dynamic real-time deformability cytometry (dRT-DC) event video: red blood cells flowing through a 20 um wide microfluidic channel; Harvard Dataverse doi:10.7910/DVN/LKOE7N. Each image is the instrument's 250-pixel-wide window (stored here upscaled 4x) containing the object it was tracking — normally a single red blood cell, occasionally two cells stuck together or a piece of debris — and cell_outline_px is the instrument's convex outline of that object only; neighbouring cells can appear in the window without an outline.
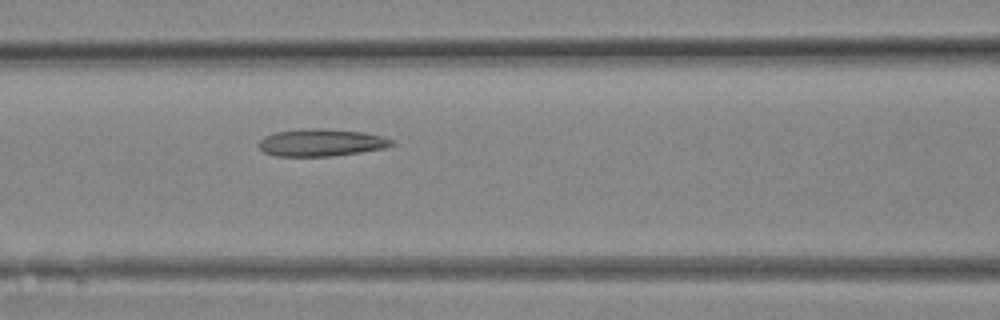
{"species": "Egyptian fruit bat (a non-hibernating species)", "species_latin": "Rousettus aegyptiacus", "temperature_condition": "room temperature", "stored_images_in_passage": 14, "camera_frame_rate_fps": 3000, "um_per_image_px": 0.085, "animal": {"sex": "female"}, "frame": {"image": 1, "passage_image": 12, "time_ms": 3.667, "image_size_px": [1000, 320], "cell_outline_px": [[392, 144], [384, 148], [360, 152], [332, 156], [276, 156], [264, 152], [260, 148], [260, 140], [264, 136], [276, 132], [308, 128], [328, 128], [364, 132], [380, 136], [392, 140]], "centroid_in_image_um": [27.28, 12.11], "position_along_channel_um": 139.3, "area_um2": 20.98}}
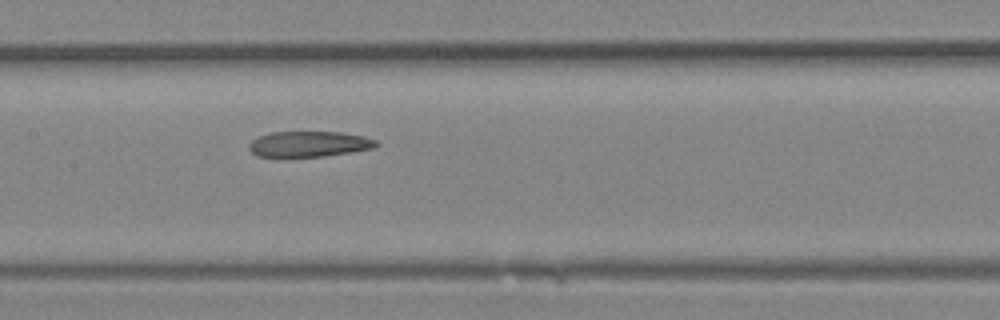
{"frame": {"image": 2, "passage_image": 14, "time_ms": 4.333, "image_size_px": [1000, 320], "cell_outline_px": [[380, 144], [376, 148], [324, 156], [256, 156], [248, 148], [248, 144], [252, 140], [260, 136], [272, 132], [340, 132], [364, 136], [376, 140]], "centroid_in_image_um": [26.3, 12.24], "position_along_channel_um": 181.1, "area_um2": 18.9}}